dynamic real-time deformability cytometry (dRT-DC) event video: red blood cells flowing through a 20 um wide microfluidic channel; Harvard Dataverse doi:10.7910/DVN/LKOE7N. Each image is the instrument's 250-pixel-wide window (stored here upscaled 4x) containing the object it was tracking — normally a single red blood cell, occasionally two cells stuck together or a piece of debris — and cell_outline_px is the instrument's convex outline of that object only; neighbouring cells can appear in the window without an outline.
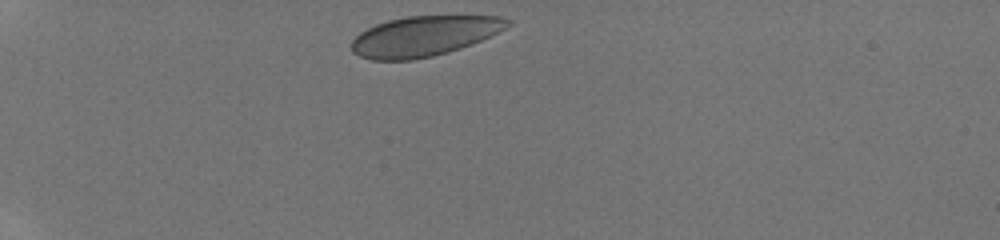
{"species": "human", "species_latin": "Homo sapiens", "temperature_condition": "room temperature", "stored_images_in_passage": 37, "camera_frame_rate_fps": 3000, "um_per_image_px": 0.085, "donor": {"sex": "male"}, "frame": {"image": 1, "passage_image": 1, "time_ms": 0.0, "image_size_px": [1000, 240], "cell_outline_px": [[512, 24], [500, 32], [472, 44], [448, 52], [432, 56], [412, 60], [372, 60], [360, 56], [352, 52], [352, 40], [360, 32], [376, 24], [388, 20], [408, 16], [500, 16], [512, 20]], "centroid_in_image_um": [36.08, 3.06], "position_along_channel_um": 48.9, "area_um2": 36.53}}
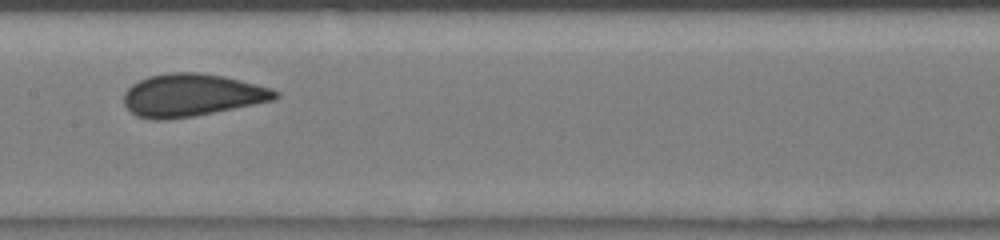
{"frame": {"image": 2, "passage_image": 12, "time_ms": 4.667, "image_size_px": [1000, 240], "cell_outline_px": [[280, 96], [276, 100], [256, 104], [192, 116], [160, 120], [152, 120], [136, 116], [124, 104], [124, 92], [132, 84], [148, 76], [168, 72], [200, 72], [224, 76], [272, 88], [280, 92]], "centroid_in_image_um": [16.32, 8.08], "position_along_channel_um": 191.1, "area_um2": 37.69}}
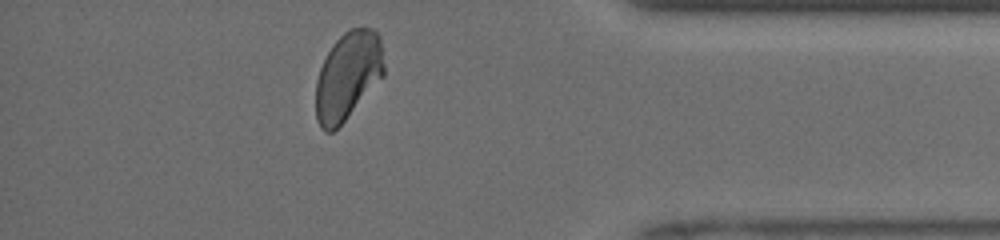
{"frame": {"image": 3, "passage_image": 32, "time_ms": 10.333, "image_size_px": [1000, 240], "cell_outline_px": [[384, 76], [344, 120], [332, 132], [324, 132], [320, 128], [316, 120], [316, 80], [320, 68], [332, 44], [348, 28], [372, 28], [380, 36], [384, 64]], "centroid_in_image_um": [29.56, 6.43], "position_along_channel_um": 405.6, "area_um2": 34.91}, "authors_computed_cell_mechanics": {"area_um2": 36.125, "velocity_mm_per_s": 4.1231, "shape_relaxation_time_tau1_ms": 9.2156, "shape_relaxation_time_tau2_ms": null, "deformation_change_tau1": 0.1265, "deformation_change_tau2": null}}